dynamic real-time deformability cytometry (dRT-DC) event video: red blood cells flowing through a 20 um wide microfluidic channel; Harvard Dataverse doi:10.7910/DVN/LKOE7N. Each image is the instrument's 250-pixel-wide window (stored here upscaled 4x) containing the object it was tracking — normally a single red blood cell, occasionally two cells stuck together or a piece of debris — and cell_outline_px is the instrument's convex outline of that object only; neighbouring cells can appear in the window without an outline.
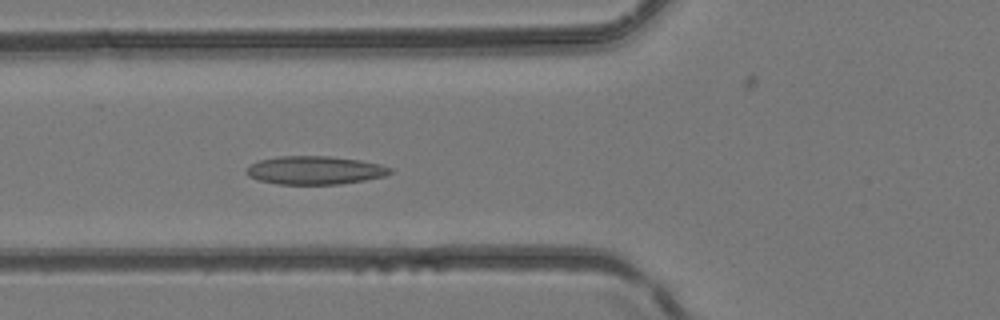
{"species": "common noctule bat (a hibernating species)", "species_latin": "Nyctalus noctula", "temperature_condition": "room temperature", "stored_images_in_passage": 31, "camera_frame_rate_fps": 3000, "um_per_image_px": 0.085, "animal": {"sex": "female", "body_mass_g": 24.6, "forearm_length_mm": 56.2}, "frame": {"image": 1, "passage_image": 7, "time_ms": 2.0, "image_size_px": [1000, 320], "cell_outline_px": [[392, 172], [384, 176], [364, 180], [340, 184], [276, 184], [260, 180], [248, 176], [244, 172], [244, 168], [260, 160], [276, 156], [328, 156], [360, 160], [380, 164], [392, 168]], "centroid_in_image_um": [26.74, 14.47], "position_along_channel_um": 99.1, "area_um2": 23.76}}
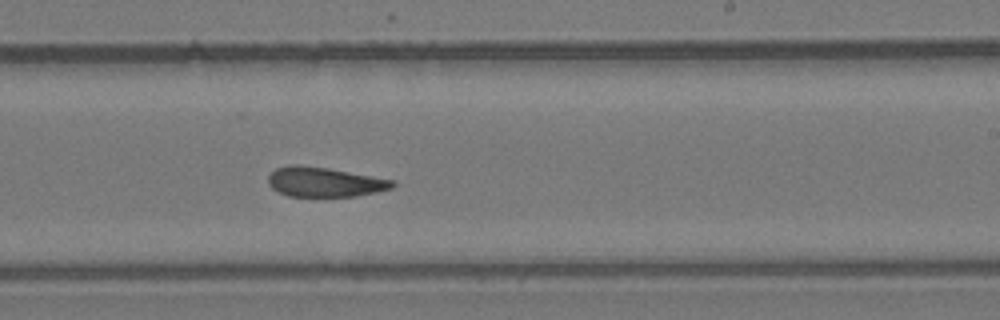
{"frame": {"image": 2, "passage_image": 17, "time_ms": 5.333, "image_size_px": [1000, 320], "cell_outline_px": [[396, 184], [392, 188], [376, 192], [356, 196], [288, 196], [272, 188], [268, 184], [268, 176], [276, 168], [292, 164], [296, 164], [328, 168], [396, 180]], "centroid_in_image_um": [27.6, 15.46], "position_along_channel_um": 261.4, "area_um2": 21.5}}
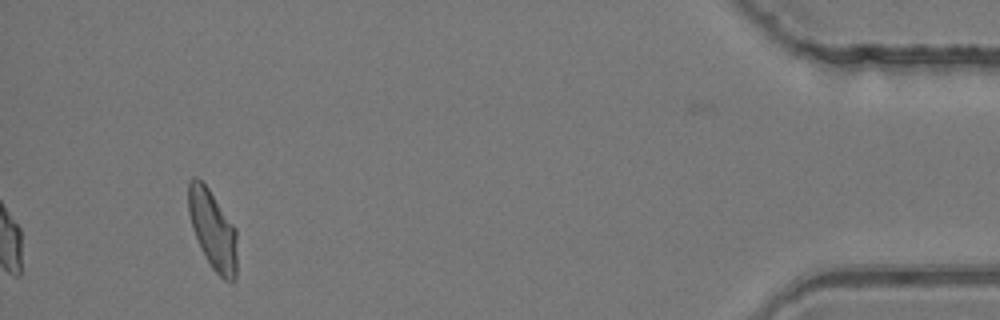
{"frame": {"image": 3, "passage_image": 31, "time_ms": 10.0, "image_size_px": [1000, 320], "cell_outline_px": [[236, 276], [232, 280], [224, 280], [212, 268], [192, 228], [188, 212], [188, 184], [192, 176], [196, 176], [208, 188], [236, 228]], "centroid_in_image_um": [18.07, 19.49], "position_along_channel_um": 417.1, "area_um2": 22.02}}